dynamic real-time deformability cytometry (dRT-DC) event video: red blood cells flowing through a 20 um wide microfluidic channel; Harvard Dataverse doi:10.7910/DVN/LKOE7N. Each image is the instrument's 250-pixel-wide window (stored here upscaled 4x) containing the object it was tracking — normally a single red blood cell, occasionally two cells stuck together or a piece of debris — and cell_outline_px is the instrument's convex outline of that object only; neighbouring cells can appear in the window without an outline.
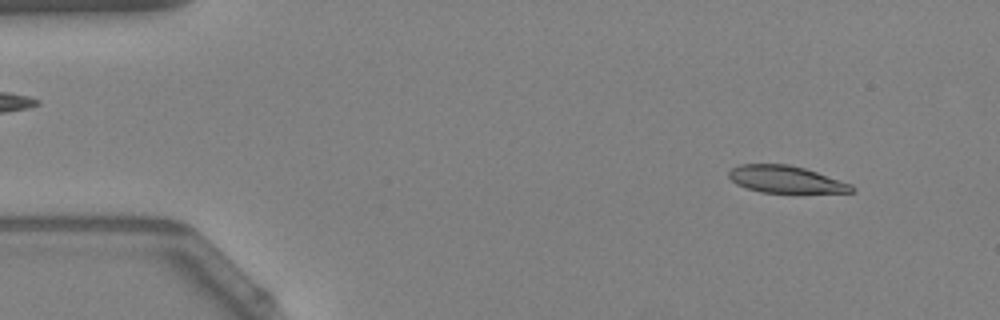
{"species": "Egyptian fruit bat (a non-hibernating species)", "species_latin": "Rousettus aegyptiacus", "temperature_condition": "warm", "stored_images_in_passage": 54, "segment_of_instrument_passage": [1, 2], "camera_frame_rate_fps": 3000, "um_per_image_px": 0.085, "animal": {"sex": "female"}, "frame": {"image": 1, "passage_image": 5, "time_ms": 1.333, "image_size_px": [1000, 320], "cell_outline_px": [[856, 188], [852, 192], [760, 192], [736, 184], [728, 176], [728, 172], [732, 168], [740, 164], [788, 164], [804, 168], [852, 184]], "centroid_in_image_um": [66.77, 15.24], "position_along_channel_um": 18.2, "area_um2": 19.13}}
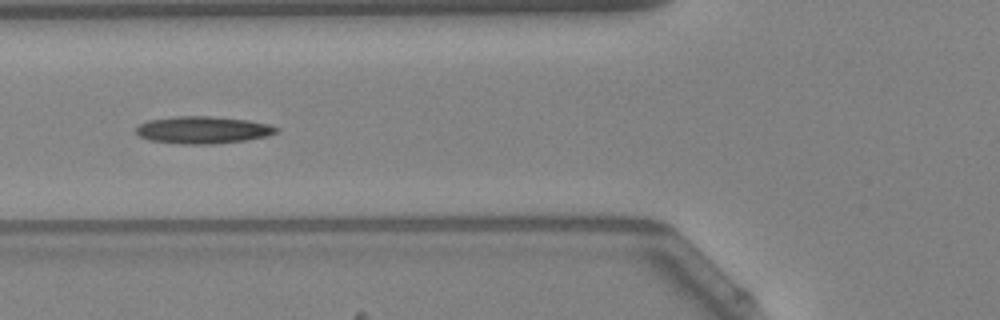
{"frame": {"image": 2, "passage_image": 20, "time_ms": 6.333, "image_size_px": [1000, 320], "cell_outline_px": [[280, 128], [276, 132], [268, 136], [248, 140], [212, 144], [180, 144], [148, 140], [140, 136], [136, 132], [136, 128], [140, 124], [148, 120], [176, 116], [212, 116], [248, 120], [268, 124]], "centroid_in_image_um": [17.25, 11.05], "position_along_channel_um": 108.5, "area_um2": 22.37}}
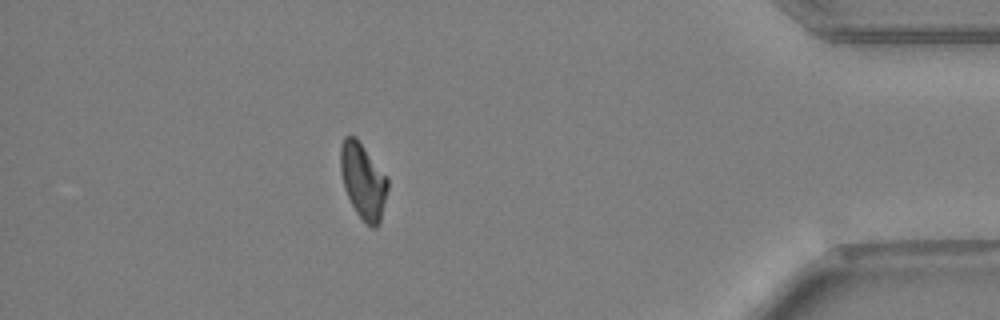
{"frame": {"image": 3, "passage_image": 47, "time_ms": 15.333, "image_size_px": [1000, 320], "cell_outline_px": [[388, 188], [380, 224], [376, 228], [372, 228], [356, 212], [344, 188], [340, 172], [340, 148], [344, 136], [356, 136], [388, 176]], "centroid_in_image_um": [30.87, 15.35], "position_along_channel_um": 404.3, "area_um2": 21.04}}